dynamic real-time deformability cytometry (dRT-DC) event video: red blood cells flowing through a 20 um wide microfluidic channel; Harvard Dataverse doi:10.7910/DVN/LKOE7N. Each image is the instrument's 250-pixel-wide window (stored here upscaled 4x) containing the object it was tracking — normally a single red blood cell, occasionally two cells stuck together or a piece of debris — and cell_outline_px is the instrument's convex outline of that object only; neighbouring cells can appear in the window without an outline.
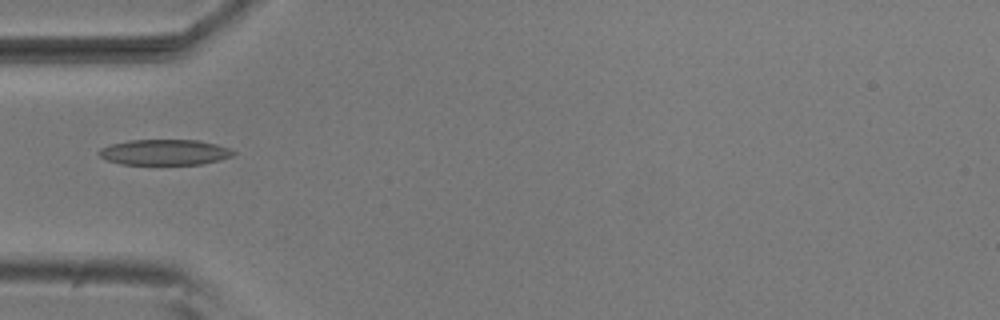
{"species": "common noctule bat (a hibernating species)", "species_latin": "Nyctalus noctula", "temperature_condition": "room temperature", "stored_images_in_passage": 6, "camera_frame_rate_fps": 3000, "um_per_image_px": 0.085, "animal": {"sex": "male", "body_mass_g": 20.5, "forearm_length_mm": 52.5}, "frame": {"image": 1, "passage_image": 5, "time_ms": 1.333, "image_size_px": [1000, 320], "cell_outline_px": [[236, 152], [232, 156], [220, 160], [200, 164], [120, 164], [108, 160], [100, 156], [96, 152], [100, 148], [112, 144], [128, 140], [200, 140], [216, 144], [228, 148]], "centroid_in_image_um": [13.98, 12.94], "position_along_channel_um": 71.0, "area_um2": 20.0}}
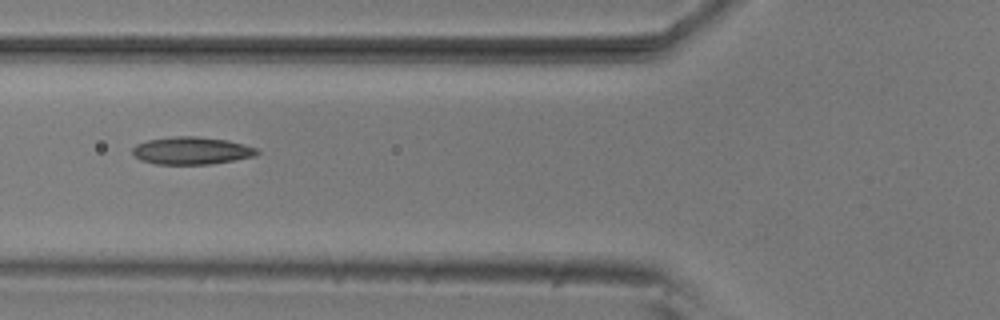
{"frame": {"image": 2, "passage_image": 6, "time_ms": 1.667, "image_size_px": [1000, 320], "cell_outline_px": [[260, 152], [256, 156], [208, 164], [156, 164], [140, 160], [132, 152], [132, 148], [136, 144], [148, 140], [176, 136], [196, 136], [228, 140], [256, 148]], "centroid_in_image_um": [16.27, 12.8], "position_along_channel_um": 109.5, "area_um2": 19.83}}